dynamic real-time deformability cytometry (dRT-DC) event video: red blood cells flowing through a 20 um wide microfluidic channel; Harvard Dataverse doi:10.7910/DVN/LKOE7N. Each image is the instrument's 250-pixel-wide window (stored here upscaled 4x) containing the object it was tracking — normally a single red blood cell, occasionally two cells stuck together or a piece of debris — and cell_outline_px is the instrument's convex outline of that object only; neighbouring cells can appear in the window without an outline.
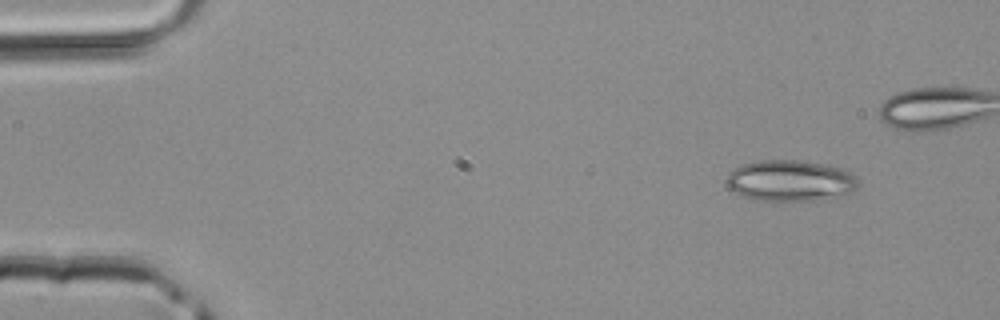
{"species": "common noctule bat (a hibernating species)", "species_latin": "Nyctalus noctula", "temperature_condition": "room temperature", "stored_images_in_passage": 4, "camera_frame_rate_fps": 3000, "um_per_image_px": 0.085, "animal": {"sex": "male", "body_mass_g": 20.4}, "frame": {"image": 1, "passage_image": 1, "time_ms": 0.0, "image_size_px": [1000, 320], "cell_outline_px": [[856, 188], [852, 192], [816, 200], [760, 200], [744, 196], [728, 188], [728, 172], [732, 168], [740, 164], [760, 160], [800, 160], [840, 168], [856, 176]], "centroid_in_image_um": [67.12, 15.34], "position_along_channel_um": 17.9, "area_um2": 31.04}}